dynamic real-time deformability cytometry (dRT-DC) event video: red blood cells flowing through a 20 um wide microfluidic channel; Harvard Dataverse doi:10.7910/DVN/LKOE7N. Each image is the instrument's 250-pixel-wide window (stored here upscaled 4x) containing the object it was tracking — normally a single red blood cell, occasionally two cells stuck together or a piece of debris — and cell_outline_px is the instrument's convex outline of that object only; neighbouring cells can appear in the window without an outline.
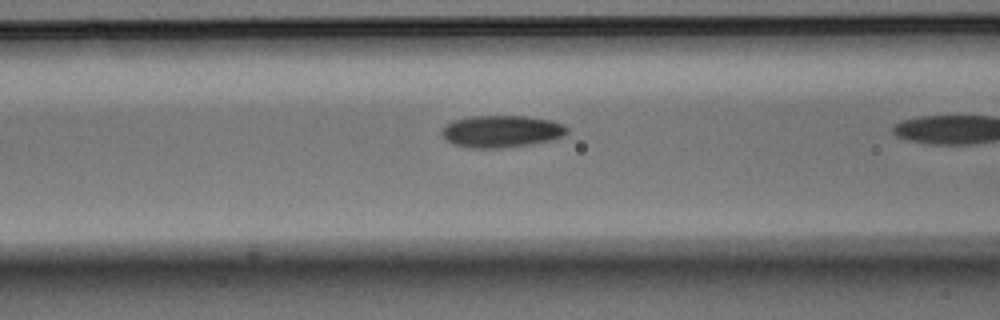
{"species": "Egyptian fruit bat (a non-hibernating species)", "species_latin": "Rousettus aegyptiacus", "temperature_condition": "warm", "stored_images_in_passage": 19, "camera_frame_rate_fps": 3000, "um_per_image_px": 0.085, "animal": {"sex": "male"}, "frame": {"image": 1, "passage_image": 18, "time_ms": 5.667, "image_size_px": [1000, 320], "cell_outline_px": [[568, 132], [564, 136], [552, 140], [528, 144], [500, 148], [472, 148], [452, 144], [440, 132], [452, 120], [468, 116], [524, 116], [552, 120], [564, 124], [568, 128]], "centroid_in_image_um": [42.65, 11.16], "position_along_channel_um": 124.0, "area_um2": 23.41}}